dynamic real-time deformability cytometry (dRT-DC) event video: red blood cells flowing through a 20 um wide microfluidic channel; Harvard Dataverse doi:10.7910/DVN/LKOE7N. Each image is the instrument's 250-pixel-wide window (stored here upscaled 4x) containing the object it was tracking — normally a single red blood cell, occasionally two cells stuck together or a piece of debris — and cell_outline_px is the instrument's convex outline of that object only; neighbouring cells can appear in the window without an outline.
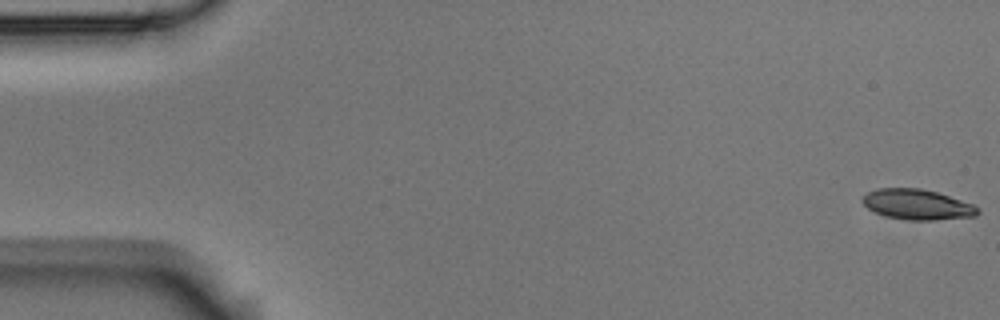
{"species": "Egyptian fruit bat (a non-hibernating species)", "species_latin": "Rousettus aegyptiacus", "temperature_condition": "room temperature", "stored_images_in_passage": 14, "camera_frame_rate_fps": 3000, "um_per_image_px": 0.085, "animal": {"sex": "male"}, "frame": {"image": 1, "passage_image": 1, "time_ms": 0.0, "image_size_px": [1000, 320], "cell_outline_px": [[980, 212], [976, 216], [936, 220], [908, 220], [884, 216], [868, 208], [860, 200], [868, 192], [876, 188], [920, 188], [936, 192], [972, 204]], "centroid_in_image_um": [77.93, 17.38], "position_along_channel_um": 7.1, "area_um2": 20.23}}